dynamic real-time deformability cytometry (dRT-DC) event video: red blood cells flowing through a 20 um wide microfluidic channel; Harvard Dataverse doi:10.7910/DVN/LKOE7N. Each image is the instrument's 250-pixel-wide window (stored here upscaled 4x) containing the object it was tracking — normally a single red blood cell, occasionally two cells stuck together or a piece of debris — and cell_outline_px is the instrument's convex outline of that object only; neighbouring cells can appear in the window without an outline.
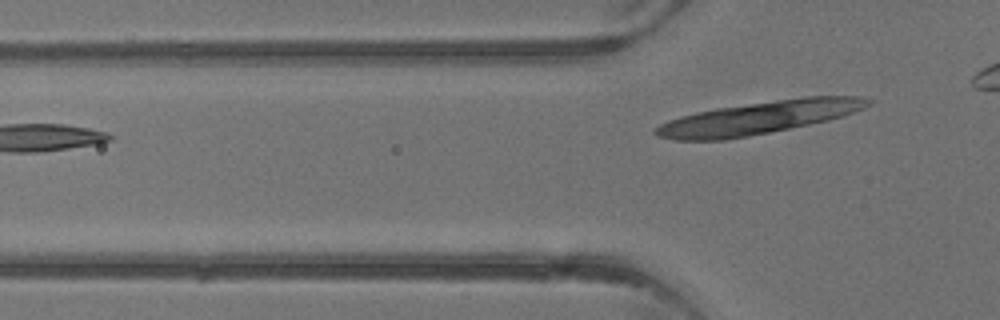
{"species": "common noctule bat (a hibernating species)", "species_latin": "Nyctalus noctula", "temperature_condition": "warm", "stored_images_in_passage": 5, "camera_frame_rate_fps": 3000, "um_per_image_px": 0.085, "animal": {"sex": "male", "body_mass_g": 13.3}, "frame": {"image": 1, "passage_image": 5, "time_ms": 5.333, "image_size_px": [1000, 320], "cell_outline_px": [[872, 104], [864, 108], [844, 116], [828, 120], [748, 136], [724, 140], [676, 140], [656, 136], [652, 132], [660, 124], [668, 120], [680, 116], [696, 112], [716, 108], [804, 96], [864, 96], [872, 100]], "centroid_in_image_um": [64.5, 9.99], "position_along_channel_um": 61.3, "area_um2": 40.34}}